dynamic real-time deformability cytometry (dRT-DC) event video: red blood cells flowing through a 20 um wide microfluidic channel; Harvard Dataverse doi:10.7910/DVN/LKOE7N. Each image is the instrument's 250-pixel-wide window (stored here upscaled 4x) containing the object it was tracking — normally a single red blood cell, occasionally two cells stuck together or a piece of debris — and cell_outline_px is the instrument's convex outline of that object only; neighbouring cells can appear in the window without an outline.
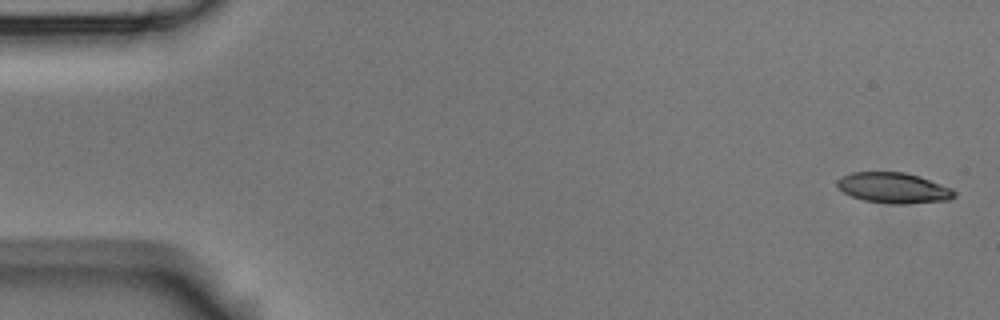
{"species": "Egyptian fruit bat (a non-hibernating species)", "species_latin": "Rousettus aegyptiacus", "temperature_condition": "room temperature", "stored_images_in_passage": 4, "segment_of_instrument_passage": [2, 2], "camera_frame_rate_fps": 3000, "um_per_image_px": 0.085, "animal": {"sex": "male"}, "frame": {"image": 1, "passage_image": 4, "time_ms": 1.0, "image_size_px": [1000, 320], "cell_outline_px": [[956, 196], [948, 200], [904, 204], [888, 204], [864, 200], [852, 196], [844, 192], [836, 184], [836, 180], [852, 172], [904, 172], [920, 176], [952, 188], [956, 192]], "centroid_in_image_um": [75.98, 15.97], "position_along_channel_um": 9.0, "area_um2": 20.87}}